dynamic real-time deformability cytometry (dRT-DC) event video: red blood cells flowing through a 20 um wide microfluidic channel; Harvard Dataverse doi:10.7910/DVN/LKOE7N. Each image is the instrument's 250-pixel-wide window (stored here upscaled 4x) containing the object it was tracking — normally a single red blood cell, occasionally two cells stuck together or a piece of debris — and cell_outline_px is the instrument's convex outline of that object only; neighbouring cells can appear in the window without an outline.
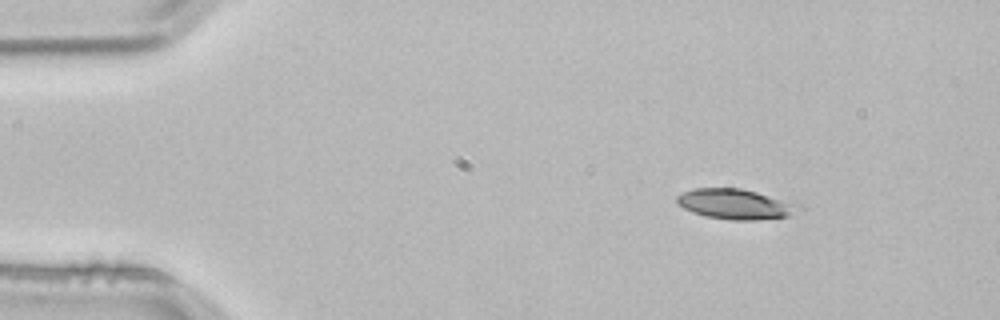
{"species": "common noctule bat (a hibernating species)", "species_latin": "Nyctalus noctula", "temperature_condition": "room temperature", "stored_images_in_passage": 3, "camera_frame_rate_fps": 3000, "um_per_image_px": 0.085, "animal": {"sex": "male", "body_mass_g": 21.5, "forearm_length_mm": 52.0}, "frame": {"image": 1, "passage_image": 1, "time_ms": 0.0, "image_size_px": [1000, 320], "cell_outline_px": [[804, 208], [788, 216], [756, 220], [728, 220], [704, 216], [692, 212], [676, 204], [676, 196], [692, 188], [740, 188], [796, 200], [804, 204]], "centroid_in_image_um": [62.63, 17.34], "position_along_channel_um": 22.4, "area_um2": 22.25}}